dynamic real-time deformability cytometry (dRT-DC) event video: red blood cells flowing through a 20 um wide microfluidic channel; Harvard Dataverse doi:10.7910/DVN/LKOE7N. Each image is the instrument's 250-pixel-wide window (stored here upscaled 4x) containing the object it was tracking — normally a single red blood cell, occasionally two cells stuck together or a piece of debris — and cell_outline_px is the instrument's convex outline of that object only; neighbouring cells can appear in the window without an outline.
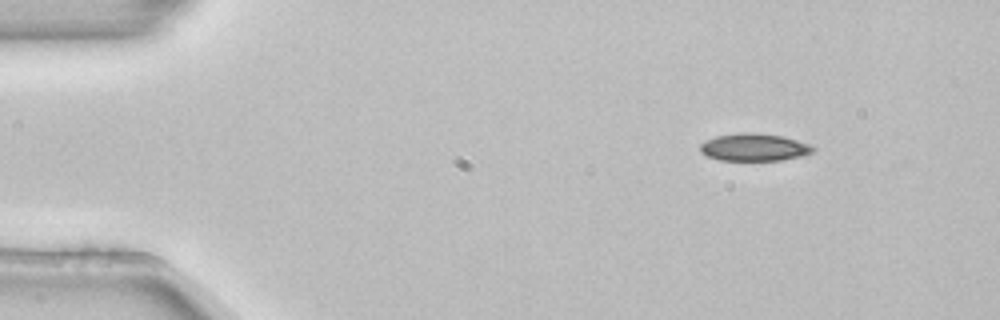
{"species": "common noctule bat (a hibernating species)", "species_latin": "Nyctalus noctula", "temperature_condition": "room temperature", "stored_images_in_passage": 3, "camera_frame_rate_fps": 3000, "um_per_image_px": 0.085, "animal": {"sex": "female", "body_mass_g": 22.7, "forearm_length_mm": 54.2}, "frame": {"image": 1, "passage_image": 1, "time_ms": 0.0, "image_size_px": [1000, 320], "cell_outline_px": [[816, 148], [812, 152], [804, 156], [780, 160], [720, 160], [708, 156], [700, 152], [700, 144], [716, 136], [784, 136], [808, 144]], "centroid_in_image_um": [64.15, 12.59], "position_along_channel_um": 20.9, "area_um2": 16.88}}
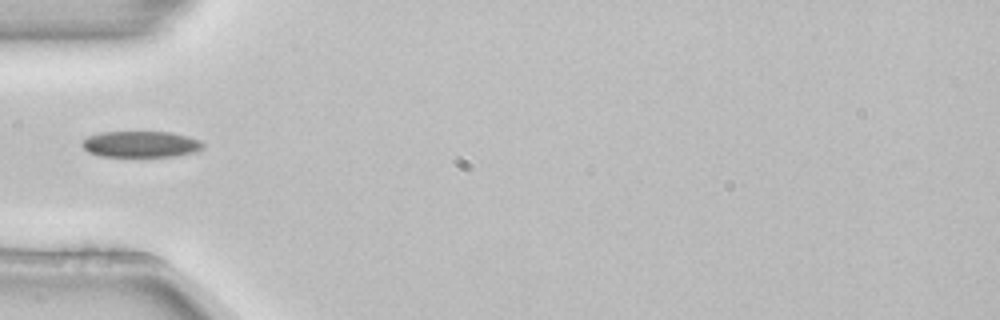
{"frame": {"image": 2, "passage_image": 3, "time_ms": 0.667, "image_size_px": [1000, 320], "cell_outline_px": [[204, 148], [196, 152], [172, 156], [100, 156], [88, 152], [80, 144], [88, 136], [100, 132], [172, 132], [188, 136], [200, 140], [204, 144]], "centroid_in_image_um": [11.98, 12.25], "position_along_channel_um": 73.0, "area_um2": 18.5}}